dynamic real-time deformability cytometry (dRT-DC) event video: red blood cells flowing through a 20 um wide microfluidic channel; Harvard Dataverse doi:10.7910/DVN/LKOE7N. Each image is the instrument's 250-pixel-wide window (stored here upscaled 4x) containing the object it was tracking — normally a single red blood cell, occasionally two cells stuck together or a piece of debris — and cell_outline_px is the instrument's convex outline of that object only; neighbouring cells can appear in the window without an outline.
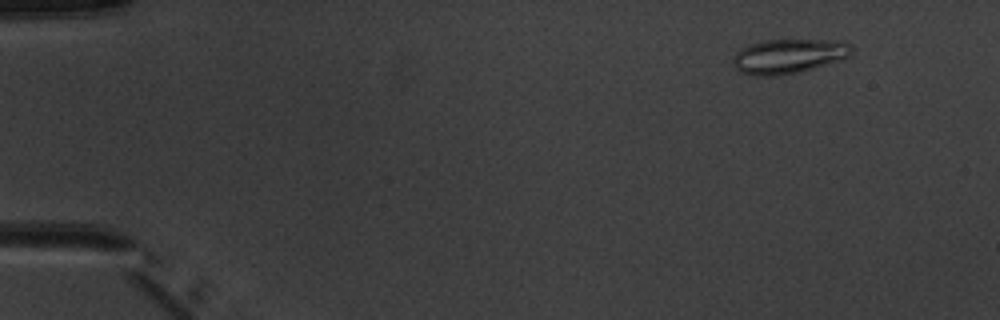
{"species": "common noctule bat (a hibernating species)", "species_latin": "Nyctalus noctula", "temperature_condition": "warm", "stored_images_in_passage": 4, "camera_frame_rate_fps": 3000, "um_per_image_px": 0.085, "animal": {"sex": "male", "body_mass_g": 20.1, "forearm_length_mm": 53.5}, "frame": {"image": 1, "passage_image": 1, "time_ms": 0.0, "image_size_px": [1000, 320], "cell_outline_px": [[852, 52], [848, 56], [800, 72], [780, 76], [756, 76], [740, 72], [732, 64], [732, 60], [736, 52], [740, 48], [764, 40], [836, 40], [848, 44], [852, 48]], "centroid_in_image_um": [66.95, 4.78], "position_along_channel_um": 18.0, "area_um2": 23.64}}